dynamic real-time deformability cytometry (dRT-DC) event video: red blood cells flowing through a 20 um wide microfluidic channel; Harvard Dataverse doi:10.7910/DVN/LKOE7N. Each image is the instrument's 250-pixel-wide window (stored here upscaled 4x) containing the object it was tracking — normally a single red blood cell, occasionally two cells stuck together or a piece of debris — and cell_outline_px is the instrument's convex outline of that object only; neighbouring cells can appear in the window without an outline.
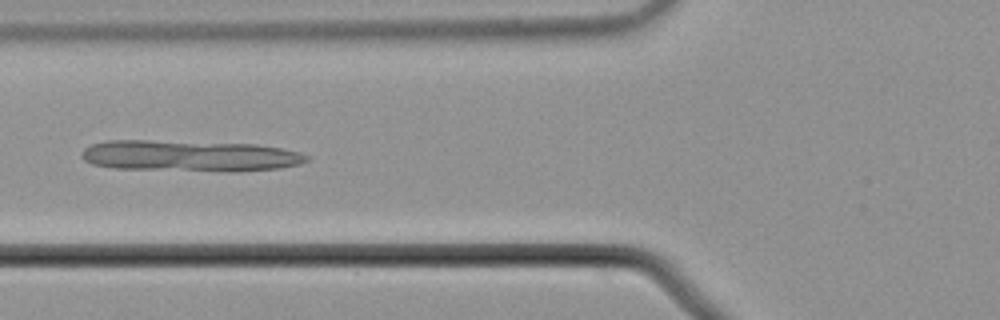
{"species": "common noctule bat (a hibernating species)", "species_latin": "Nyctalus noctula", "temperature_condition": "cold", "stored_images_in_passage": 55, "camera_frame_rate_fps": 3000, "um_per_image_px": 0.085, "animal": {"sex": "male", "body_mass_g": 21.5, "forearm_length_mm": 52.0}, "frame": {"image": 1, "passage_image": 21, "time_ms": 6.667, "image_size_px": [1000, 320], "cell_outline_px": [[308, 160], [300, 164], [280, 168], [240, 172], [224, 172], [112, 168], [92, 164], [84, 160], [80, 156], [84, 148], [92, 144], [108, 140], [148, 140], [256, 144], [280, 148], [300, 152], [308, 156]], "centroid_in_image_um": [16.12, 13.26], "position_along_channel_um": 109.7, "area_um2": 41.44}}
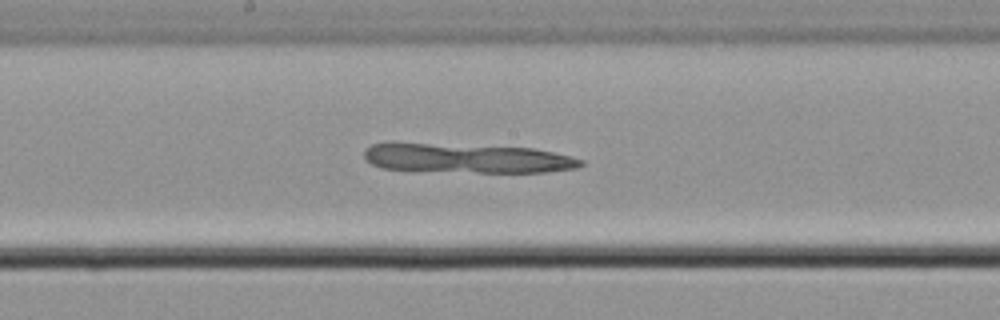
{"frame": {"image": 2, "passage_image": 29, "time_ms": 9.333, "image_size_px": [1000, 320], "cell_outline_px": [[584, 164], [576, 168], [548, 172], [476, 172], [384, 168], [372, 164], [364, 160], [364, 148], [372, 144], [392, 140], [532, 148], [572, 156], [584, 160]], "centroid_in_image_um": [39.6, 13.4], "position_along_channel_um": 208.6, "area_um2": 37.97}}
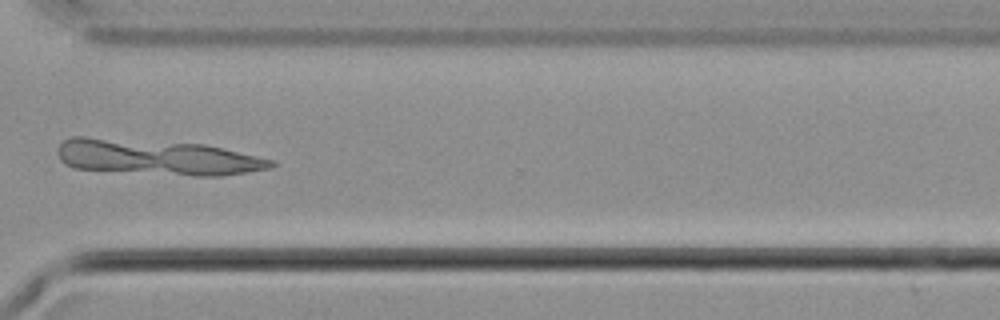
{"frame": {"image": 3, "passage_image": 41, "time_ms": 13.333, "image_size_px": [1000, 320], "cell_outline_px": [[276, 164], [272, 168], [220, 176], [196, 176], [72, 168], [64, 164], [60, 160], [60, 144], [64, 140], [72, 136], [84, 136], [204, 144], [276, 160]], "centroid_in_image_um": [13.37, 13.36], "position_along_channel_um": 357.2, "area_um2": 43.99}}